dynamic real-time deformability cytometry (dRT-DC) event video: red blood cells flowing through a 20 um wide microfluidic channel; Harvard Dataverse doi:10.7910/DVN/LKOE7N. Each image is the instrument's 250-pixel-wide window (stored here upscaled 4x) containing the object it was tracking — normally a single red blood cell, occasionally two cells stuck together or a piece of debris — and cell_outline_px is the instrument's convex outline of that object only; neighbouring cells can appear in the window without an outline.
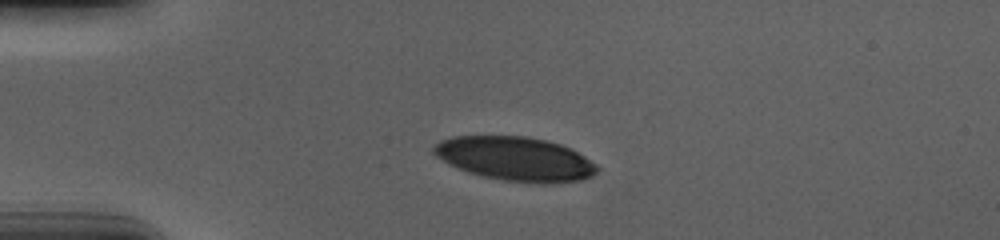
{"species": "human", "species_latin": "Homo sapiens", "temperature_condition": "cold", "stored_images_in_passage": 43, "camera_frame_rate_fps": 3000, "um_per_image_px": 0.085, "donor": {"sex": "male"}, "frame": {"image": 1, "passage_image": 1, "time_ms": 0.0, "image_size_px": [1000, 240], "cell_outline_px": [[600, 168], [592, 176], [580, 180], [544, 184], [540, 184], [504, 180], [480, 176], [468, 172], [448, 164], [436, 156], [432, 152], [432, 148], [440, 140], [452, 136], [528, 136], [560, 144], [584, 156], [596, 164]], "centroid_in_image_um": [43.78, 13.5], "position_along_channel_um": 41.2, "area_um2": 41.91}}
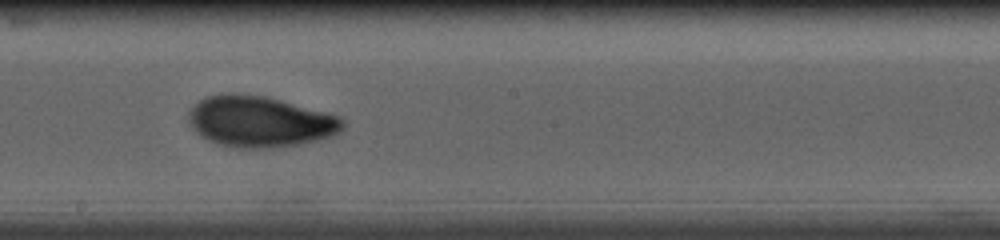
{"frame": {"image": 2, "passage_image": 19, "time_ms": 6.0, "image_size_px": [1000, 240], "cell_outline_px": [[344, 128], [336, 136], [320, 140], [300, 144], [268, 148], [232, 148], [216, 144], [200, 136], [192, 128], [188, 120], [188, 108], [204, 96], [228, 92], [232, 92], [268, 96], [328, 112], [340, 116], [344, 120]], "centroid_in_image_um": [22.09, 10.32], "position_along_channel_um": 226.1, "area_um2": 47.05}}
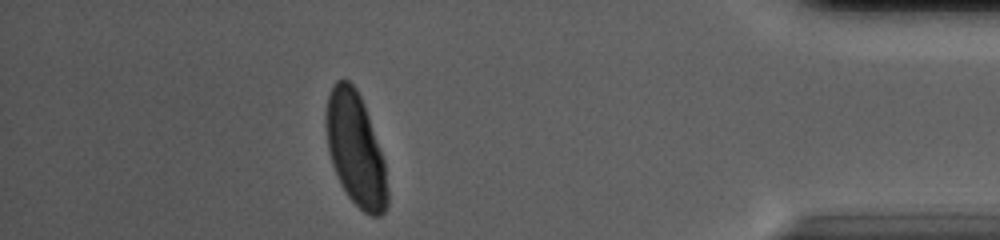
{"frame": {"image": 3, "passage_image": 37, "time_ms": 12.0, "image_size_px": [1000, 240], "cell_outline_px": [[388, 204], [384, 212], [380, 216], [372, 216], [364, 212], [348, 196], [340, 184], [332, 164], [328, 148], [324, 120], [328, 96], [332, 84], [336, 80], [348, 80], [356, 88], [364, 104], [384, 160], [388, 192]], "centroid_in_image_um": [30.21, 12.69], "position_along_channel_um": 405.0, "area_um2": 40.46}, "authors_computed_cell_mechanics": {"area_um2": 43.5812, "velocity_mm_per_s": 3.6769, "shape_relaxation_time_tau1_ms": 5.5192, "shape_relaxation_time_tau2_ms": 1.347, "deformation_change_tau1": 0.182, "deformation_change_tau2": 0.0572}}